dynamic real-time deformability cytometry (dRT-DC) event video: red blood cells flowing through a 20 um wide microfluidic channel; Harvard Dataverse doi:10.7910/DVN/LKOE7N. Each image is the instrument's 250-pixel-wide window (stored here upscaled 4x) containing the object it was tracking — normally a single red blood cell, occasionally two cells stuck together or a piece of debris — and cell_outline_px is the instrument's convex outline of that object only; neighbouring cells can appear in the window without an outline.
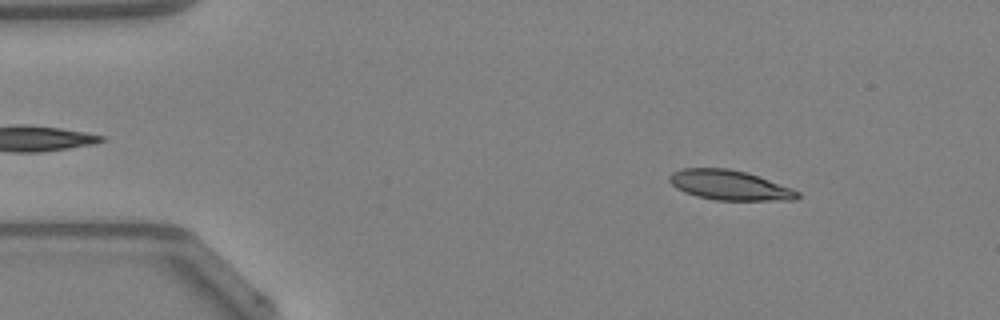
{"species": "Egyptian fruit bat (a non-hibernating species)", "species_latin": "Rousettus aegyptiacus", "temperature_condition": "warm", "stored_images_in_passage": 45, "camera_frame_rate_fps": 3000, "um_per_image_px": 0.085, "animal": {"sex": "female"}, "frame": {"image": 1, "passage_image": 4, "time_ms": 1.0, "image_size_px": [1000, 320], "cell_outline_px": [[800, 196], [796, 200], [716, 200], [696, 196], [684, 192], [676, 188], [668, 180], [668, 176], [672, 172], [684, 168], [728, 168], [748, 172], [792, 188], [800, 192]], "centroid_in_image_um": [62.02, 15.73], "position_along_channel_um": 23.0, "area_um2": 22.43}}
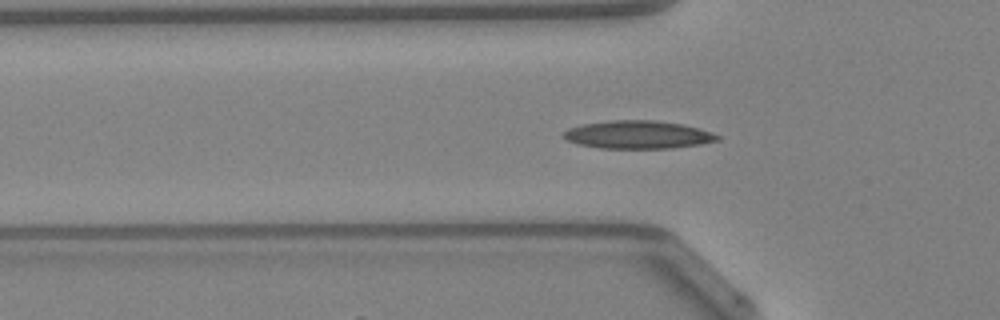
{"frame": {"image": 2, "passage_image": 13, "time_ms": 4.0, "image_size_px": [1000, 320], "cell_outline_px": [[720, 140], [700, 144], [672, 148], [600, 148], [576, 144], [560, 136], [568, 128], [580, 124], [608, 120], [656, 120], [684, 124], [700, 128], [720, 136]], "centroid_in_image_um": [54.2, 11.44], "position_along_channel_um": 71.6, "area_um2": 25.37}}
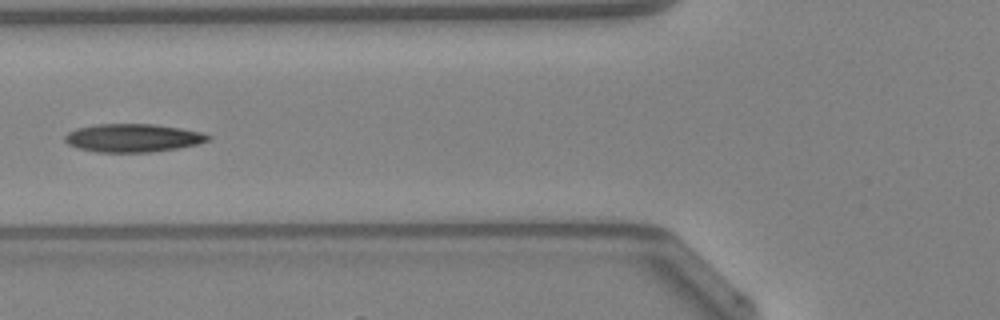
{"frame": {"image": 3, "passage_image": 16, "time_ms": 5.0, "image_size_px": [1000, 320], "cell_outline_px": [[212, 136], [208, 140], [196, 144], [176, 148], [152, 152], [96, 152], [80, 148], [68, 144], [64, 140], [64, 136], [68, 132], [76, 128], [96, 124], [152, 124], [180, 128], [200, 132]], "centroid_in_image_um": [11.26, 11.72], "position_along_channel_um": 114.5, "area_um2": 23.35}, "authors_computed_cell_mechanics": {"area_um2": 22.5998, "velocity_mm_per_s": 4.2675, "shape_relaxation_time_tau1_ms": null, "shape_relaxation_time_tau2_ms": 5.2651, "deformation_change_tau1": null, "deformation_change_tau2": 0.1245}}